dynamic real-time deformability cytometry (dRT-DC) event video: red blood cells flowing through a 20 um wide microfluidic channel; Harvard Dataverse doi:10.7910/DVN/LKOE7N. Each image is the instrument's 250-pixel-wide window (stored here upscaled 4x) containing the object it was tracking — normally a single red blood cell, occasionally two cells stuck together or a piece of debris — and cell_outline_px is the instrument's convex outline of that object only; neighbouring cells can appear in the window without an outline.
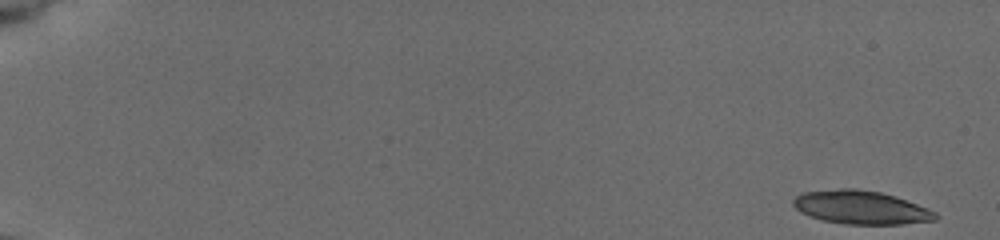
{"species": "common noctule bat (a hibernating species)", "species_latin": "Nyctalus noctula", "temperature_condition": "cold", "stored_images_in_passage": 6, "camera_frame_rate_fps": 3000, "um_per_image_px": 0.085, "animal": {"sex": "female", "body_mass_g": 19.5, "forearm_length_mm": 54.1}, "frame": {"image": 1, "passage_image": 1, "time_ms": 0.0, "image_size_px": [1000, 240], "cell_outline_px": [[940, 216], [936, 220], [904, 224], [844, 224], [824, 220], [800, 212], [792, 204], [792, 200], [796, 196], [804, 192], [840, 188], [856, 188], [880, 192], [896, 196], [928, 208], [936, 212]], "centroid_in_image_um": [73.21, 17.62], "position_along_channel_um": 11.8, "area_um2": 27.8}}
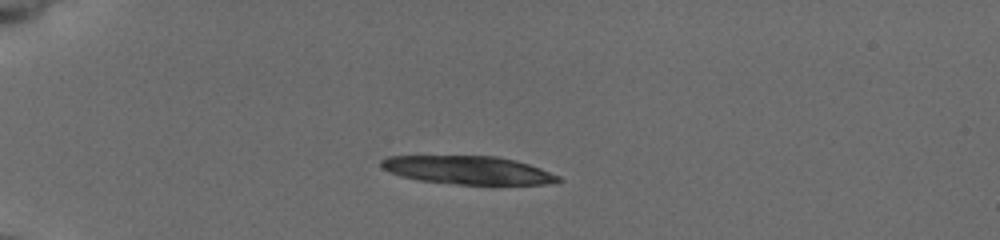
{"frame": {"image": 2, "passage_image": 5, "time_ms": 4.667, "image_size_px": [1000, 240], "cell_outline_px": [[564, 180], [544, 184], [456, 184], [416, 180], [400, 176], [388, 172], [380, 168], [380, 160], [388, 156], [496, 156], [516, 160], [540, 168], [560, 176]], "centroid_in_image_um": [39.72, 14.46], "position_along_channel_um": 45.3, "area_um2": 29.25}}